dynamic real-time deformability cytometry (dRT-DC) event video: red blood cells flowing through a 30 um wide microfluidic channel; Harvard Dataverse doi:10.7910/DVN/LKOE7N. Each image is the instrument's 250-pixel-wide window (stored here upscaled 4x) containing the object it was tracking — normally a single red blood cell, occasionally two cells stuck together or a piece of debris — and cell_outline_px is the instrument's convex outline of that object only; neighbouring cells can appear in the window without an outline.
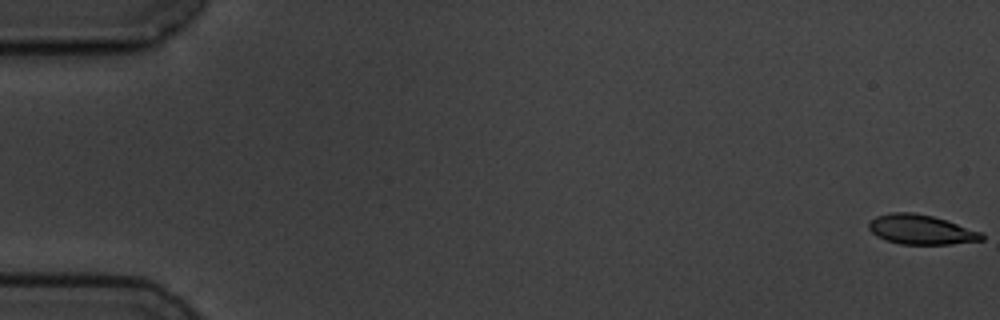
{"species": "common noctule bat (a hibernating species)", "species_latin": "Nyctalus noctula", "temperature_condition": "cold", "stored_images_in_passage": 7, "segment_of_instrument_passage": [1, 2], "camera_frame_rate_fps": 3000, "um_per_image_px": 0.085, "animal": {"sex": "male", "body_mass_g": 19.5, "forearm_length_mm": 54.6}, "frame": {"image": 1, "passage_image": 1, "time_ms": 0.0, "image_size_px": [1000, 320], "cell_outline_px": [[984, 240], [952, 244], [900, 244], [884, 240], [876, 236], [868, 228], [868, 224], [876, 216], [892, 212], [912, 212], [932, 216], [984, 232]], "centroid_in_image_um": [78.3, 19.52], "position_along_channel_um": 6.7, "area_um2": 19.59}}
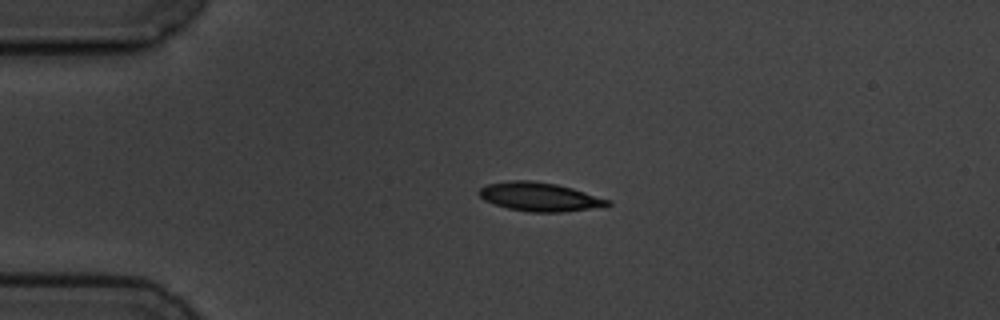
{"frame": {"image": 2, "passage_image": 5, "time_ms": 4.333, "image_size_px": [1000, 320], "cell_outline_px": [[612, 204], [564, 212], [528, 212], [508, 208], [484, 200], [476, 192], [480, 188], [488, 184], [512, 180], [528, 180], [556, 184], [572, 188], [612, 200]], "centroid_in_image_um": [45.84, 16.72], "position_along_channel_um": 39.2, "area_um2": 21.33}}